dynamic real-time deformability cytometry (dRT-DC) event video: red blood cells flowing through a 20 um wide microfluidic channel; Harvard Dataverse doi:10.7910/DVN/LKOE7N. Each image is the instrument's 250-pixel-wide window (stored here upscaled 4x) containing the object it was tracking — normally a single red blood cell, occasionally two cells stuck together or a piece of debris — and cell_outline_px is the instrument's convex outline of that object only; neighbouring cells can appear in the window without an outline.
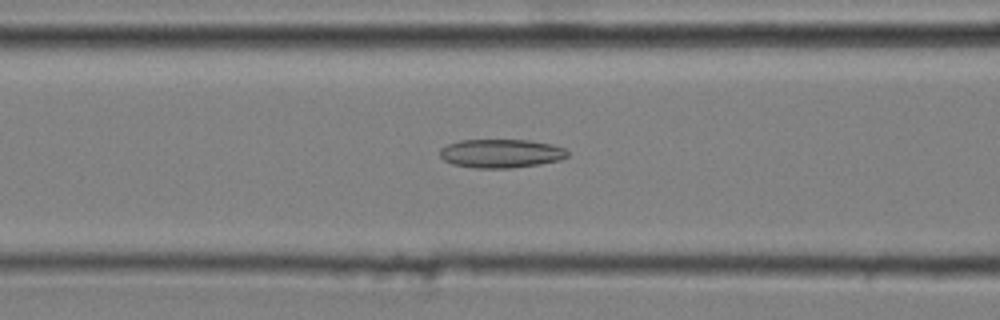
{"species": "common noctule bat (a hibernating species)", "species_latin": "Nyctalus noctula", "temperature_condition": "cold", "stored_images_in_passage": 51, "camera_frame_rate_fps": 3000, "um_per_image_px": 0.085, "animal": {"sex": "male", "body_mass_g": 20.4}, "frame": {"image": 1, "passage_image": 22, "time_ms": 7.0, "image_size_px": [1000, 320], "cell_outline_px": [[568, 156], [560, 160], [540, 164], [512, 168], [476, 168], [452, 164], [444, 160], [440, 156], [440, 148], [448, 144], [460, 140], [528, 140], [552, 144], [564, 148], [568, 152]], "centroid_in_image_um": [42.59, 13.04], "position_along_channel_um": 124.0, "area_um2": 21.39}}
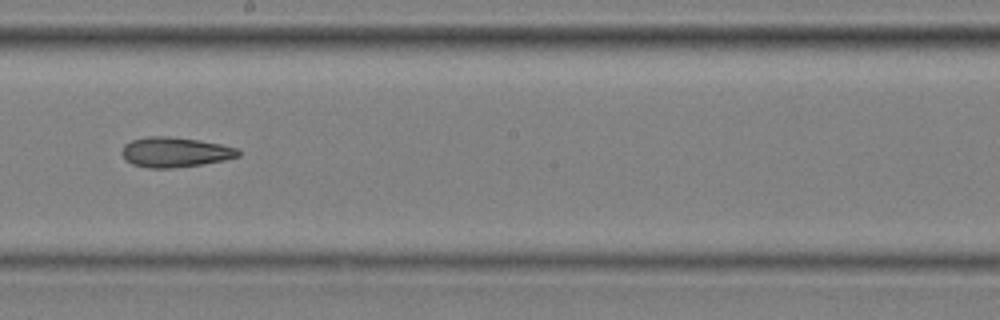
{"frame": {"image": 2, "passage_image": 31, "time_ms": 10.0, "image_size_px": [1000, 320], "cell_outline_px": [[240, 156], [224, 160], [200, 164], [172, 168], [148, 168], [132, 164], [124, 160], [120, 152], [124, 144], [132, 140], [144, 136], [168, 136], [200, 140], [220, 144], [236, 148], [240, 152]], "centroid_in_image_um": [14.82, 12.93], "position_along_channel_um": 233.4, "area_um2": 20.46}}
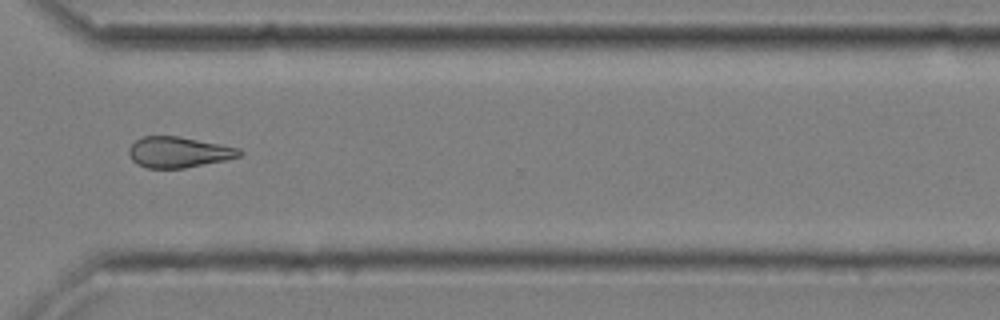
{"frame": {"image": 3, "passage_image": 41, "time_ms": 13.333, "image_size_px": [1000, 320], "cell_outline_px": [[244, 152], [240, 156], [224, 160], [184, 168], [148, 168], [136, 164], [132, 160], [128, 152], [128, 148], [136, 140], [144, 136], [180, 136], [240, 148]], "centroid_in_image_um": [15.17, 12.93], "position_along_channel_um": 355.4, "area_um2": 19.83}}